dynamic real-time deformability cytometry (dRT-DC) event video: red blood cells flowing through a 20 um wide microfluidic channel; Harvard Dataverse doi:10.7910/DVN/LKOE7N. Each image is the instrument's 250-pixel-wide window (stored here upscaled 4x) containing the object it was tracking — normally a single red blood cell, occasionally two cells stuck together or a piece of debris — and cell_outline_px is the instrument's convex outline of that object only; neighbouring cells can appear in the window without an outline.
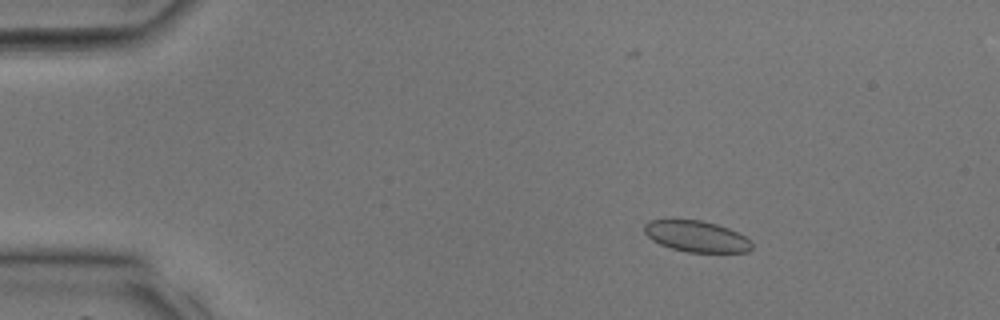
{"species": "common noctule bat (a hibernating species)", "species_latin": "Nyctalus noctula", "temperature_condition": "room temperature", "stored_images_in_passage": 38, "camera_frame_rate_fps": 3000, "um_per_image_px": 0.085, "animal": {"sex": "male", "body_mass_g": 17.9, "forearm_length_mm": 54.2}, "frame": {"image": 1, "passage_image": 7, "time_ms": 2.0, "image_size_px": [1000, 320], "cell_outline_px": [[752, 248], [748, 252], [688, 252], [672, 248], [660, 244], [652, 240], [644, 232], [644, 224], [652, 220], [700, 220], [716, 224], [728, 228], [744, 236], [752, 244]], "centroid_in_image_um": [59.19, 20.09], "position_along_channel_um": 25.8, "area_um2": 19.25}}
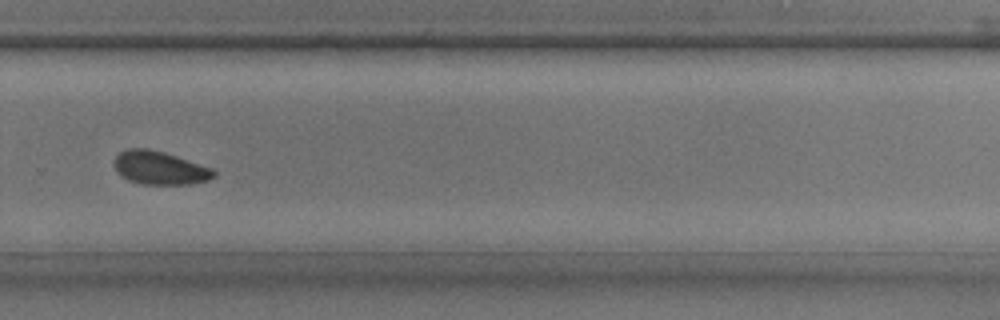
{"frame": {"image": 2, "passage_image": 27, "time_ms": 8.667, "image_size_px": [1000, 320], "cell_outline_px": [[216, 176], [208, 180], [192, 184], [140, 184], [128, 180], [120, 176], [116, 168], [116, 156], [120, 152], [128, 148], [148, 148], [164, 152], [212, 168], [216, 172]], "centroid_in_image_um": [13.6, 14.28], "position_along_channel_um": 316.2, "area_um2": 19.25}}
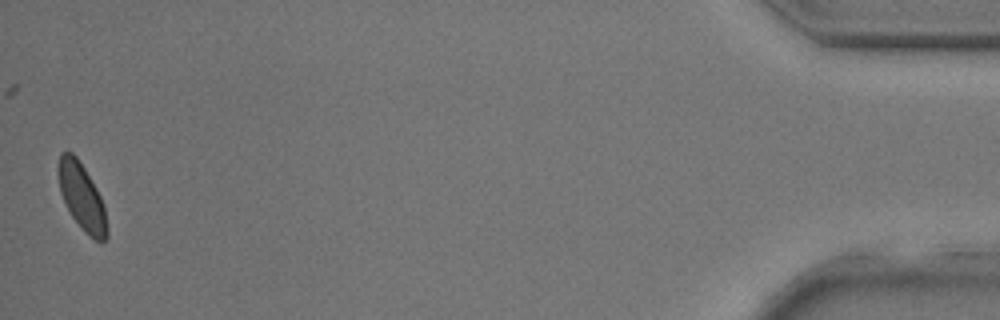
{"frame": {"image": 3, "passage_image": 38, "time_ms": 12.333, "image_size_px": [1000, 320], "cell_outline_px": [[108, 236], [100, 244], [88, 236], [84, 232], [72, 216], [60, 192], [56, 172], [56, 168], [60, 152], [72, 152], [76, 156], [84, 168], [96, 188], [100, 196], [104, 208], [108, 228]], "centroid_in_image_um": [6.94, 16.74], "position_along_channel_um": 428.3, "area_um2": 19.07}}